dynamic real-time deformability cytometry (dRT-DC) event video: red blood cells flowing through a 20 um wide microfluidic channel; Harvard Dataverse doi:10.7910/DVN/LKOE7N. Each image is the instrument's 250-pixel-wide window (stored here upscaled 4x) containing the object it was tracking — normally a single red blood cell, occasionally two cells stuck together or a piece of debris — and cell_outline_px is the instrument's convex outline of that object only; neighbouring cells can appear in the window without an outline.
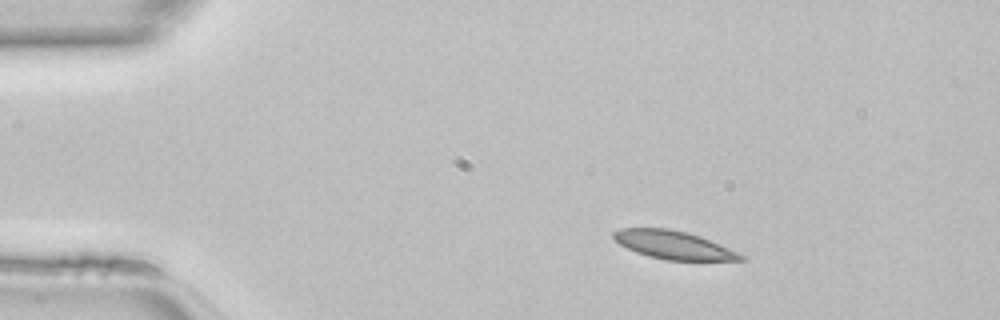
{"species": "common noctule bat (a hibernating species)", "species_latin": "Nyctalus noctula", "temperature_condition": "room temperature", "stored_images_in_passage": 40, "camera_frame_rate_fps": 3000, "um_per_image_px": 0.085, "animal": {"sex": "female", "body_mass_g": 22.7, "forearm_length_mm": 54.2}, "frame": {"image": 1, "passage_image": 1, "time_ms": 0.0, "image_size_px": [1000, 320], "cell_outline_px": [[748, 260], [664, 260], [648, 256], [636, 252], [620, 244], [612, 236], [612, 232], [620, 228], [668, 228], [700, 236], [748, 256]], "centroid_in_image_um": [57.27, 20.83], "position_along_channel_um": 27.7, "area_um2": 20.87}}
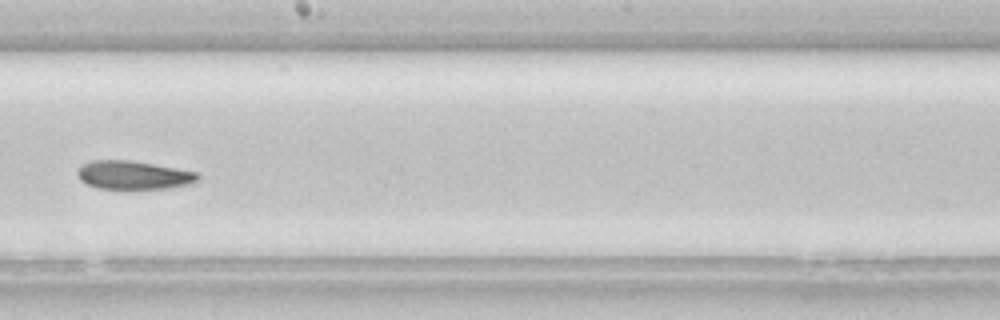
{"frame": {"image": 2, "passage_image": 20, "time_ms": 6.333, "image_size_px": [1000, 320], "cell_outline_px": [[200, 176], [192, 184], [168, 188], [96, 188], [80, 180], [76, 172], [80, 164], [92, 160], [128, 160], [176, 168], [196, 172]], "centroid_in_image_um": [11.3, 14.87], "position_along_channel_um": 236.9, "area_um2": 19.83}}
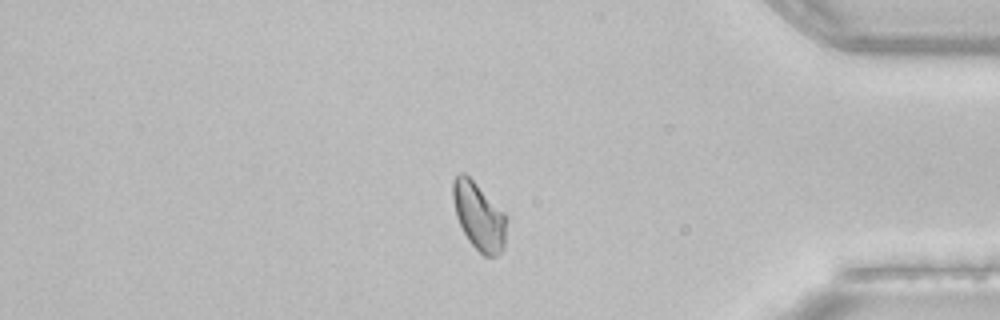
{"frame": {"image": 3, "passage_image": 33, "time_ms": 10.667, "image_size_px": [1000, 320], "cell_outline_px": [[508, 216], [504, 248], [496, 256], [484, 256], [468, 240], [456, 216], [452, 200], [452, 180], [460, 172], [464, 172]], "centroid_in_image_um": [40.71, 18.38], "position_along_channel_um": 394.5, "area_um2": 21.1}}